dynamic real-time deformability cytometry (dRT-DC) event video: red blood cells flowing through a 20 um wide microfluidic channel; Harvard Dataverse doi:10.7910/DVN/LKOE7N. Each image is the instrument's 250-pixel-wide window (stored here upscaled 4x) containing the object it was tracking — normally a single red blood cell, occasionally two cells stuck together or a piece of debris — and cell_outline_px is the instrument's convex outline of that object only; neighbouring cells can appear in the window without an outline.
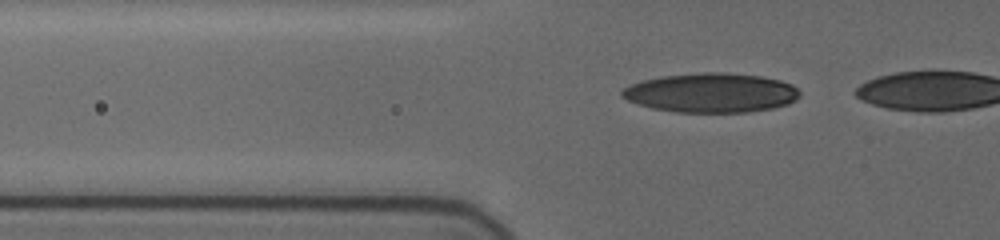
{"species": "human", "species_latin": "Homo sapiens", "temperature_condition": "cold", "stored_images_in_passage": 12, "camera_frame_rate_fps": 3000, "um_per_image_px": 0.085, "donor": {"sex": "female"}, "frame": {"image": 1, "passage_image": 11, "time_ms": 4.333, "image_size_px": [1000, 240], "cell_outline_px": [[800, 96], [796, 100], [788, 104], [772, 108], [744, 112], [676, 112], [652, 108], [628, 100], [620, 96], [620, 92], [624, 88], [632, 84], [644, 80], [664, 76], [704, 72], [724, 72], [760, 76], [780, 80], [792, 84], [800, 92]], "centroid_in_image_um": [60.47, 7.88], "position_along_channel_um": 65.3, "area_um2": 40.58}}